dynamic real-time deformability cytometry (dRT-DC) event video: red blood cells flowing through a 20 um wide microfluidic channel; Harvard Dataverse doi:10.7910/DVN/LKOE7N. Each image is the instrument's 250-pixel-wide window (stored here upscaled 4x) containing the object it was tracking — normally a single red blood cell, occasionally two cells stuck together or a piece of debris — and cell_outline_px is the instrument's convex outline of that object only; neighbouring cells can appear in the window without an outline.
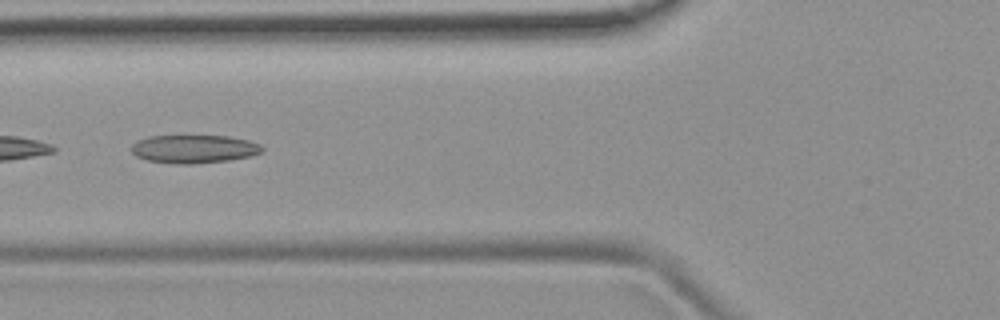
{"species": "common noctule bat (a hibernating species)", "species_latin": "Nyctalus noctula", "temperature_condition": "room temperature", "stored_images_in_passage": 7, "camera_frame_rate_fps": 3000, "um_per_image_px": 0.085, "animal": {"sex": "female", "body_mass_g": 19.9}, "frame": {"image": 1, "passage_image": 4, "time_ms": 4.333, "image_size_px": [1000, 320], "cell_outline_px": [[264, 148], [260, 152], [248, 156], [228, 160], [192, 164], [180, 164], [148, 160], [136, 156], [132, 152], [132, 144], [136, 140], [148, 136], [228, 136], [248, 140], [260, 144]], "centroid_in_image_um": [16.46, 12.65], "position_along_channel_um": 109.3, "area_um2": 21.33}}
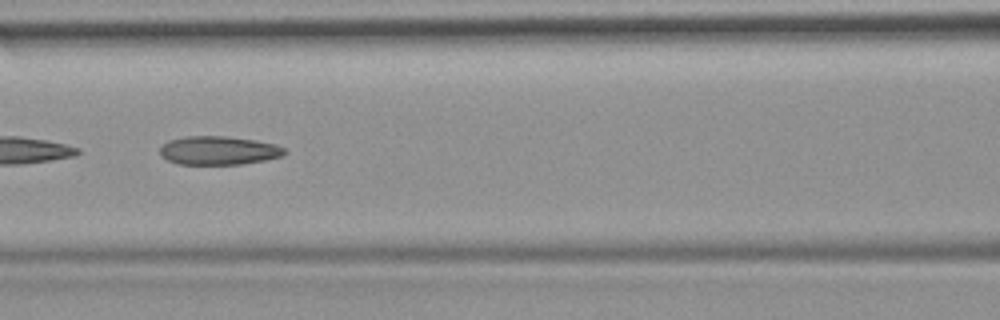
{"frame": {"image": 2, "passage_image": 5, "time_ms": 5.333, "image_size_px": [1000, 320], "cell_outline_px": [[288, 152], [284, 156], [264, 160], [240, 164], [176, 164], [160, 156], [160, 148], [168, 140], [188, 136], [224, 136], [256, 140], [276, 144], [284, 148]], "centroid_in_image_um": [18.6, 12.79], "position_along_channel_um": 148.0, "area_um2": 20.87}}
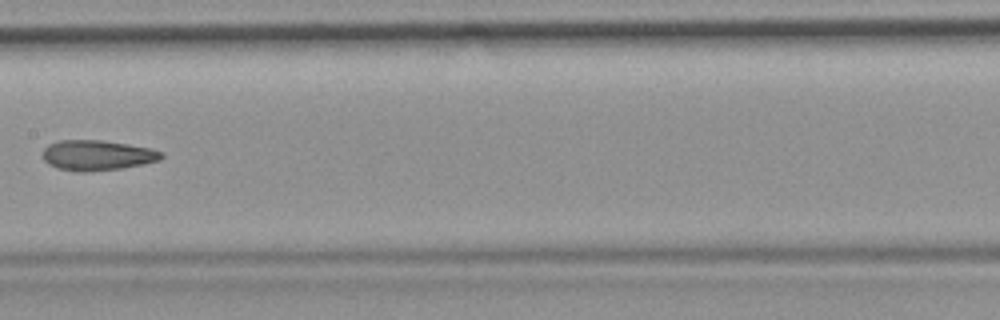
{"frame": {"image": 3, "passage_image": 6, "time_ms": 6.667, "image_size_px": [1000, 320], "cell_outline_px": [[164, 156], [160, 160], [144, 164], [120, 168], [88, 172], [76, 172], [56, 168], [48, 164], [44, 160], [44, 148], [48, 144], [60, 140], [100, 140], [128, 144], [152, 148], [164, 152]], "centroid_in_image_um": [8.28, 13.2], "position_along_channel_um": 199.1, "area_um2": 21.1}}